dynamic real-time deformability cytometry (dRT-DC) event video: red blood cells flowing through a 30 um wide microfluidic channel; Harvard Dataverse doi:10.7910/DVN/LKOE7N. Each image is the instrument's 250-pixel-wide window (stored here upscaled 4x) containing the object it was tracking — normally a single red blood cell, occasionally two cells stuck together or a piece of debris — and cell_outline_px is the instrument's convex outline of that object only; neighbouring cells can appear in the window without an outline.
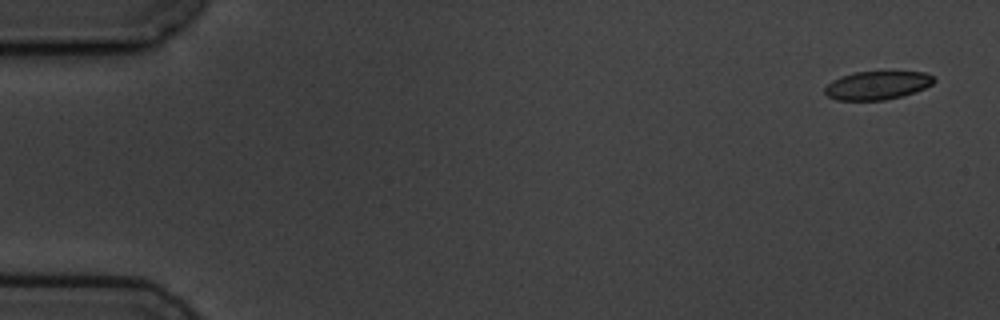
{"species": "common noctule bat (a hibernating species)", "species_latin": "Nyctalus noctula", "temperature_condition": "cold", "stored_images_in_passage": 5, "camera_frame_rate_fps": 3000, "um_per_image_px": 0.085, "animal": {"sex": "male", "body_mass_g": 19.5, "forearm_length_mm": 54.6}, "frame": {"image": 1, "passage_image": 1, "time_ms": 0.0, "image_size_px": [1000, 320], "cell_outline_px": [[936, 80], [932, 84], [924, 88], [904, 96], [884, 100], [836, 100], [828, 96], [824, 92], [824, 88], [832, 80], [840, 76], [856, 72], [924, 72], [932, 76]], "centroid_in_image_um": [74.55, 7.26], "position_along_channel_um": 10.5, "area_um2": 18.03}}
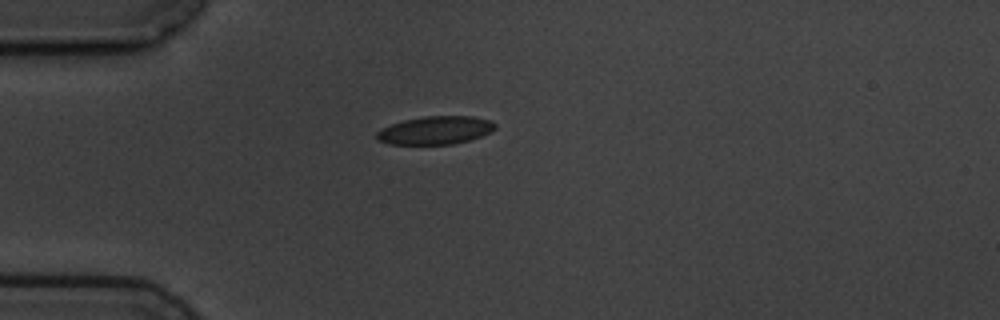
{"frame": {"image": 2, "passage_image": 5, "time_ms": 4.333, "image_size_px": [1000, 320], "cell_outline_px": [[496, 128], [492, 132], [468, 140], [452, 144], [388, 144], [376, 140], [376, 132], [392, 124], [404, 120], [424, 116], [472, 116], [492, 120], [496, 124]], "centroid_in_image_um": [37.03, 11.07], "position_along_channel_um": 48.0, "area_um2": 19.42}}